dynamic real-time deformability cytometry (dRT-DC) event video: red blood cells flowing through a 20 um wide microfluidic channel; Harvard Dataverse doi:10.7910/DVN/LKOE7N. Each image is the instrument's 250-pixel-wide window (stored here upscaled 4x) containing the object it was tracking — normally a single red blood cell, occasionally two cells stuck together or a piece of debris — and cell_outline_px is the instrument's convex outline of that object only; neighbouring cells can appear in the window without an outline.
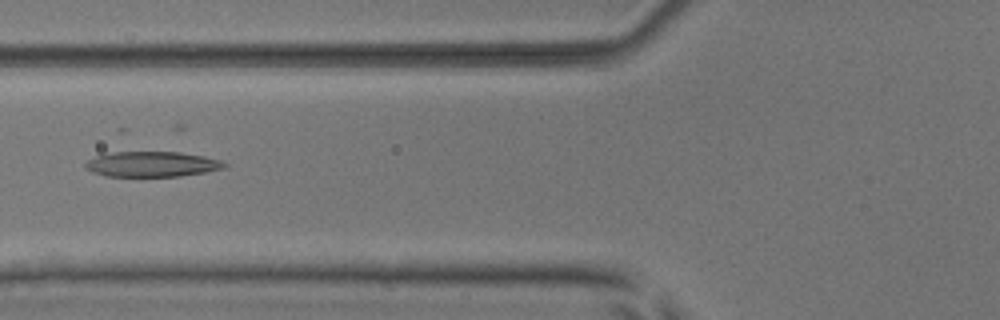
{"species": "common noctule bat (a hibernating species)", "species_latin": "Nyctalus noctula", "temperature_condition": "room temperature", "stored_images_in_passage": 43, "camera_frame_rate_fps": 3000, "um_per_image_px": 0.085, "animal": {"sex": "male", "body_mass_g": 17.9, "forearm_length_mm": 54.2}, "frame": {"image": 1, "passage_image": 21, "time_ms": 6.667, "image_size_px": [1000, 320], "cell_outline_px": [[228, 164], [224, 168], [204, 172], [180, 176], [104, 176], [92, 172], [84, 168], [84, 164], [88, 160], [96, 156], [120, 148], [180, 152], [204, 156], [220, 160]], "centroid_in_image_um": [12.82, 13.9], "position_along_channel_um": 113.0, "area_um2": 21.56}}
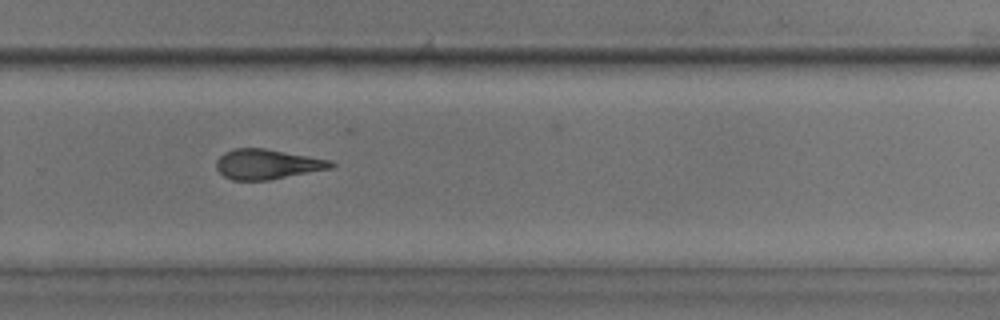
{"frame": {"image": 2, "passage_image": 36, "time_ms": 11.667, "image_size_px": [1000, 320], "cell_outline_px": [[336, 164], [332, 168], [268, 180], [232, 180], [224, 176], [216, 168], [216, 160], [224, 152], [236, 148], [264, 148], [332, 160]], "centroid_in_image_um": [22.72, 13.95], "position_along_channel_um": 307.1, "area_um2": 20.0}}
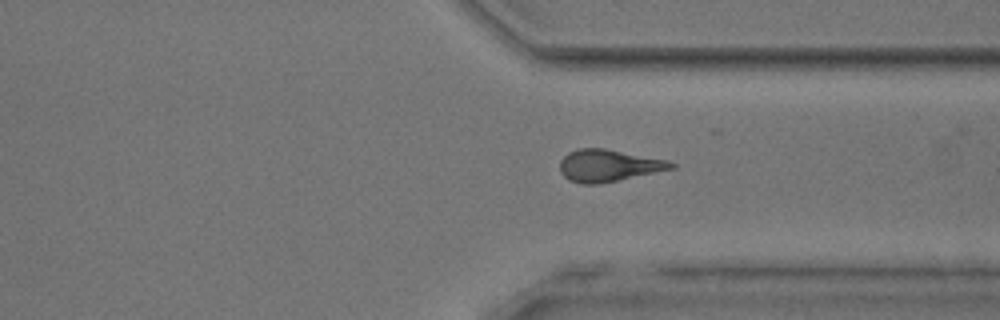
{"frame": {"image": 3, "passage_image": 40, "time_ms": 13.0, "image_size_px": [1000, 320], "cell_outline_px": [[676, 168], [600, 184], [580, 184], [568, 180], [560, 172], [560, 160], [568, 152], [580, 148], [604, 148], [664, 160], [676, 164]], "centroid_in_image_um": [51.68, 14.09], "position_along_channel_um": 359.7, "area_um2": 20.69}, "authors_computed_cell_mechanics": {"area_um2": 21.0392, "velocity_mm_per_s": 3.8895, "shape_relaxation_time_tau1_ms": 8.6702, "shape_relaxation_time_tau2_ms": 4.0974, "deformation_change_tau1": 0.2287, "deformation_change_tau2": 0.1645}}